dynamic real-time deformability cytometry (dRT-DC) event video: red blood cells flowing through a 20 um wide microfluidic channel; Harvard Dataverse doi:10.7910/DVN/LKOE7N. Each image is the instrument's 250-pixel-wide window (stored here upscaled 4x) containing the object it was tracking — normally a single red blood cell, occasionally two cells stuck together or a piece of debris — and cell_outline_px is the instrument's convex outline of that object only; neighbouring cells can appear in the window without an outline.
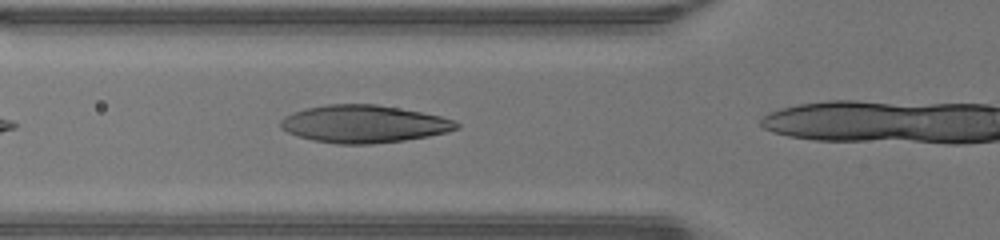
{"species": "human", "species_latin": "Homo sapiens", "temperature_condition": "warm", "stored_images_in_passage": 4, "camera_frame_rate_fps": 3000, "um_per_image_px": 0.085, "donor": {"sex": "male"}, "frame": {"image": 1, "passage_image": 3, "time_ms": 0.667, "image_size_px": [1000, 240], "cell_outline_px": [[460, 128], [448, 132], [428, 136], [404, 140], [372, 144], [336, 144], [312, 140], [288, 132], [280, 128], [280, 120], [284, 116], [304, 108], [328, 104], [376, 104], [420, 112], [440, 116], [452, 120], [460, 124]], "centroid_in_image_um": [30.91, 10.54], "position_along_channel_um": 94.9, "area_um2": 38.44}}